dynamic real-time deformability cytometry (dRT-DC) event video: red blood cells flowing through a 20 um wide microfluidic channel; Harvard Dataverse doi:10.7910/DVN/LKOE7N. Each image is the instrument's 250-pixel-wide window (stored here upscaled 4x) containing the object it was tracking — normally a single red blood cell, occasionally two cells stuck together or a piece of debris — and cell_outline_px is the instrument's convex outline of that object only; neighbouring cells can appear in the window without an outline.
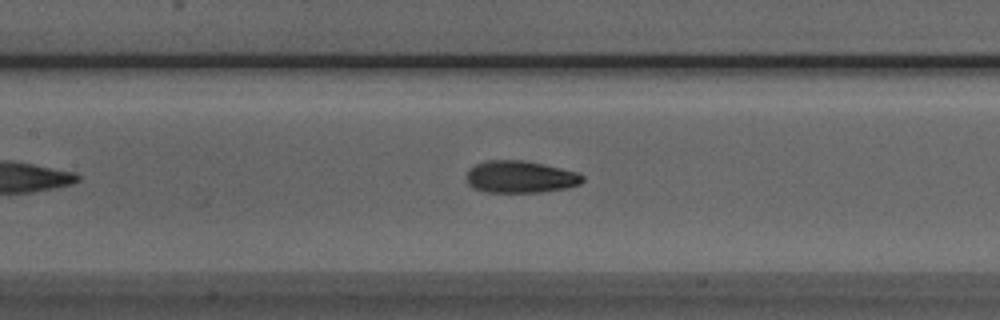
{"species": "Egyptian fruit bat (a non-hibernating species)", "species_latin": "Rousettus aegyptiacus", "temperature_condition": "room temperature", "stored_images_in_passage": 27, "camera_frame_rate_fps": 3000, "um_per_image_px": 0.085, "animal": {"sex": "male"}, "frame": {"image": 1, "passage_image": 14, "time_ms": 4.333, "image_size_px": [1000, 320], "cell_outline_px": [[584, 180], [580, 184], [564, 188], [540, 192], [484, 192], [472, 188], [464, 180], [468, 168], [484, 160], [524, 160], [560, 168], [576, 172], [584, 176]], "centroid_in_image_um": [44.14, 15.03], "position_along_channel_um": 163.3, "area_um2": 21.91}}
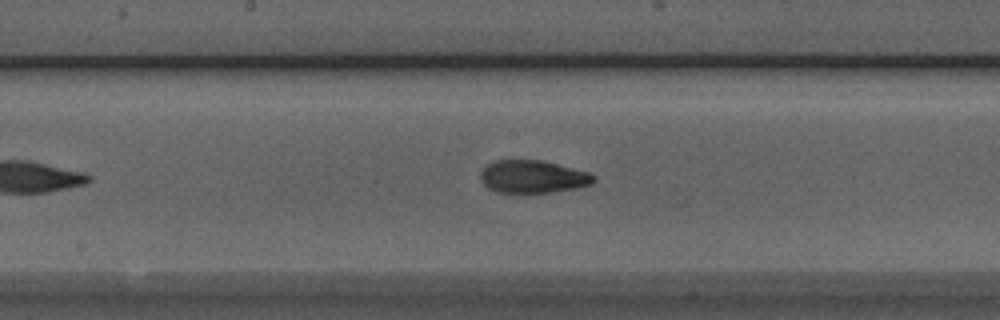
{"frame": {"image": 2, "passage_image": 17, "time_ms": 5.333, "image_size_px": [1000, 320], "cell_outline_px": [[596, 180], [592, 184], [576, 188], [556, 192], [524, 196], [496, 192], [488, 188], [480, 180], [480, 172], [488, 164], [496, 160], [540, 160], [588, 172], [596, 176]], "centroid_in_image_um": [45.27, 15.08], "position_along_channel_um": 202.9, "area_um2": 22.37}}
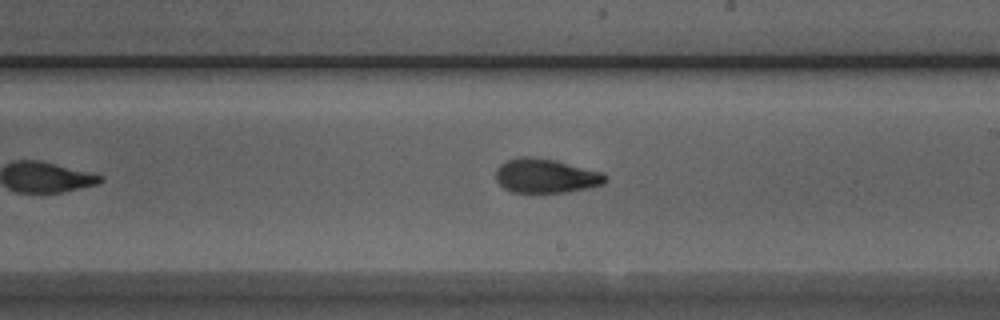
{"frame": {"image": 3, "passage_image": 20, "time_ms": 6.333, "image_size_px": [1000, 320], "cell_outline_px": [[608, 180], [604, 184], [588, 188], [568, 192], [512, 192], [504, 188], [496, 180], [496, 168], [500, 164], [508, 160], [520, 156], [532, 156], [556, 160], [604, 172], [608, 176]], "centroid_in_image_um": [46.43, 14.94], "position_along_channel_um": 242.6, "area_um2": 22.14}}